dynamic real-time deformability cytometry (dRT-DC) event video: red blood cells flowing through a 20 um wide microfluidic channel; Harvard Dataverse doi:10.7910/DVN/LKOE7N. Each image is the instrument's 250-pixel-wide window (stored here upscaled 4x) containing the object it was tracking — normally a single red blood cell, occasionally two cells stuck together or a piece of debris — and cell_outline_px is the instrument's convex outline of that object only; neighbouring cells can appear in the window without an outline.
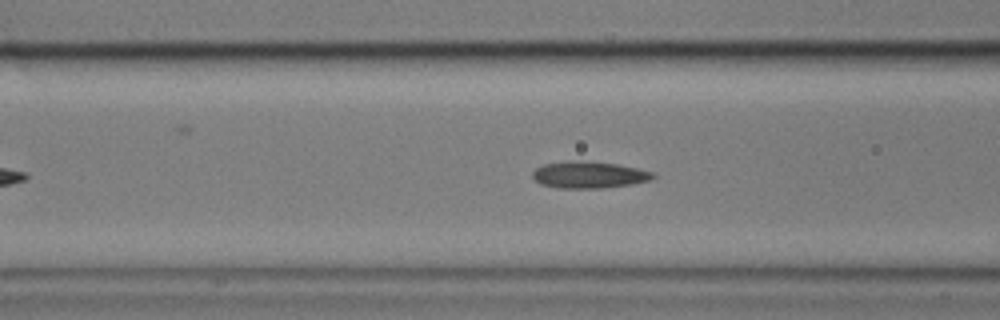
{"species": "common noctule bat (a hibernating species)", "species_latin": "Nyctalus noctula", "temperature_condition": "cold", "stored_images_in_passage": 37, "camera_frame_rate_fps": 3000, "um_per_image_px": 0.085, "animal": {"sex": "male", "body_mass_g": 17.9}, "frame": {"image": 1, "passage_image": 4, "time_ms": 1.0, "image_size_px": [1000, 320], "cell_outline_px": [[656, 176], [648, 180], [632, 184], [604, 188], [556, 188], [540, 184], [532, 176], [532, 172], [536, 168], [544, 164], [568, 160], [572, 160], [616, 164], [636, 168], [652, 172]], "centroid_in_image_um": [50.01, 14.86], "position_along_channel_um": 116.6, "area_um2": 18.67}}
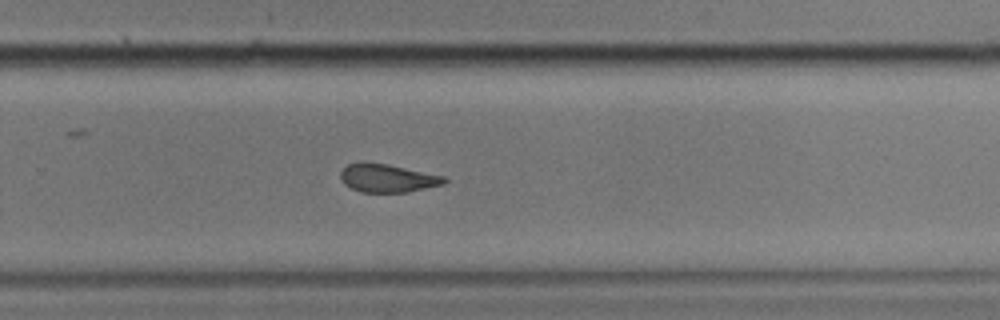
{"frame": {"image": 2, "passage_image": 20, "time_ms": 6.333, "image_size_px": [1000, 320], "cell_outline_px": [[448, 180], [444, 184], [408, 192], [360, 192], [344, 184], [340, 176], [340, 172], [348, 164], [360, 160], [364, 160], [388, 164], [444, 176]], "centroid_in_image_um": [32.9, 15.12], "position_along_channel_um": 296.9, "area_um2": 17.28}}
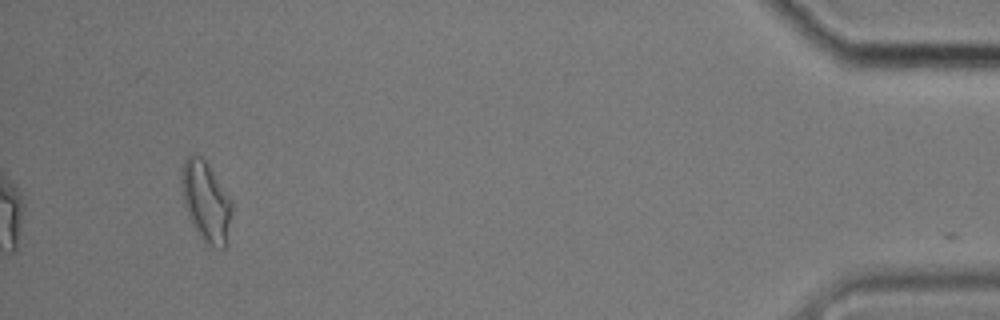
{"frame": {"image": 3, "passage_image": 37, "time_ms": 12.0, "image_size_px": [1000, 320], "cell_outline_px": [[232, 212], [228, 244], [224, 248], [212, 248], [196, 232], [188, 216], [184, 204], [180, 184], [180, 176], [184, 160], [192, 152], [196, 152], [208, 164], [232, 200]], "centroid_in_image_um": [17.51, 17.13], "position_along_channel_um": 417.7, "area_um2": 24.04}, "authors_computed_cell_mechanics": {"area_um2": 18.3804, "velocity_mm_per_s": 3.3811, "shape_relaxation_time_tau1_ms": 5.0618, "shape_relaxation_time_tau2_ms": 2.2213, "deformation_change_tau1": 0.0961, "deformation_change_tau2": 0.0787}}